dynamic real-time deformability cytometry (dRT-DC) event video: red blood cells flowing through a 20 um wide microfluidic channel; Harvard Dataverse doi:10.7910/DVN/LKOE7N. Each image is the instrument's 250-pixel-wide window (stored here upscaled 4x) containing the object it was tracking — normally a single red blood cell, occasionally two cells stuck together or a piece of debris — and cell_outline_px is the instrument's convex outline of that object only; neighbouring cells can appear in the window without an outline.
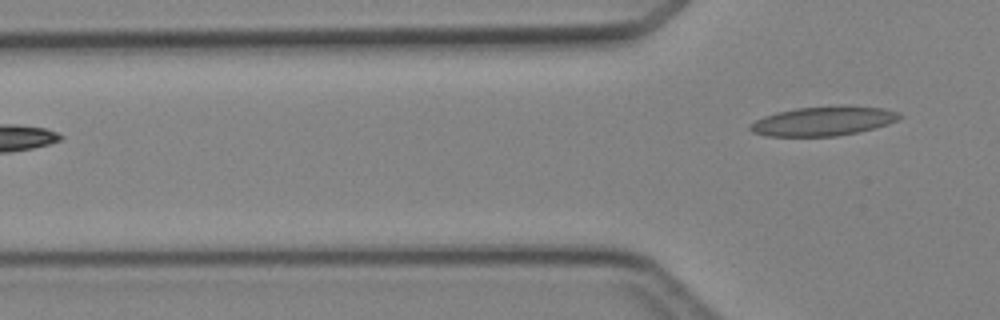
{"species": "Egyptian fruit bat (a non-hibernating species)", "species_latin": "Rousettus aegyptiacus", "temperature_condition": "cold", "stored_images_in_passage": 2, "camera_frame_rate_fps": 3000, "um_per_image_px": 0.085, "animal": {"sex": "female"}, "frame": {"image": 1, "passage_image": 2, "time_ms": 1.333, "image_size_px": [1000, 320], "cell_outline_px": [[904, 116], [888, 124], [876, 128], [860, 132], [836, 136], [768, 136], [752, 132], [748, 128], [748, 124], [764, 116], [776, 112], [796, 108], [844, 104], [884, 108], [900, 112]], "centroid_in_image_um": [70.02, 10.27], "position_along_channel_um": 55.8, "area_um2": 26.07}}